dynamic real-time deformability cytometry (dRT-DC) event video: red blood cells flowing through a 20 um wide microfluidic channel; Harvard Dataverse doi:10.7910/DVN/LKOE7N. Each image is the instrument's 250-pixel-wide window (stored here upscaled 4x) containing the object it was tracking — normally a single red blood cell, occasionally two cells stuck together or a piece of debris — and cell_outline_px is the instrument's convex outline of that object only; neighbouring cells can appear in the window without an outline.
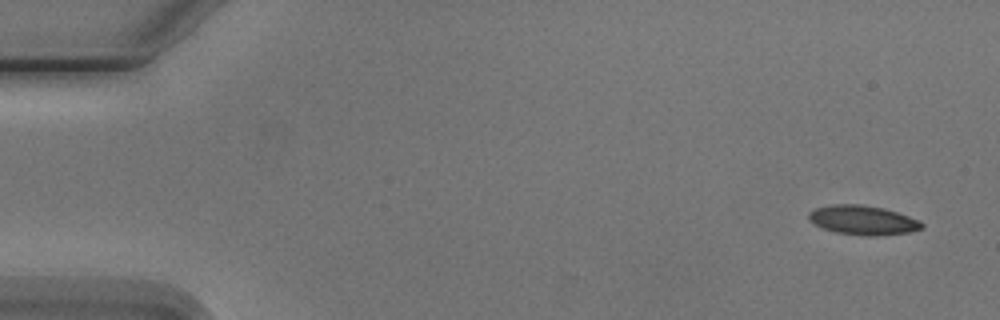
{"species": "Egyptian fruit bat (a non-hibernating species)", "species_latin": "Rousettus aegyptiacus", "temperature_condition": "cold", "stored_images_in_passage": 4, "camera_frame_rate_fps": 3000, "um_per_image_px": 0.085, "animal": {"sex": "male"}, "frame": {"image": 1, "passage_image": 1, "time_ms": 0.0, "image_size_px": [1000, 320], "cell_outline_px": [[924, 228], [908, 232], [876, 236], [868, 236], [836, 232], [824, 228], [808, 220], [808, 212], [816, 208], [832, 204], [860, 204], [884, 208], [920, 220], [924, 224]], "centroid_in_image_um": [73.36, 18.7], "position_along_channel_um": 11.6, "area_um2": 19.25}}